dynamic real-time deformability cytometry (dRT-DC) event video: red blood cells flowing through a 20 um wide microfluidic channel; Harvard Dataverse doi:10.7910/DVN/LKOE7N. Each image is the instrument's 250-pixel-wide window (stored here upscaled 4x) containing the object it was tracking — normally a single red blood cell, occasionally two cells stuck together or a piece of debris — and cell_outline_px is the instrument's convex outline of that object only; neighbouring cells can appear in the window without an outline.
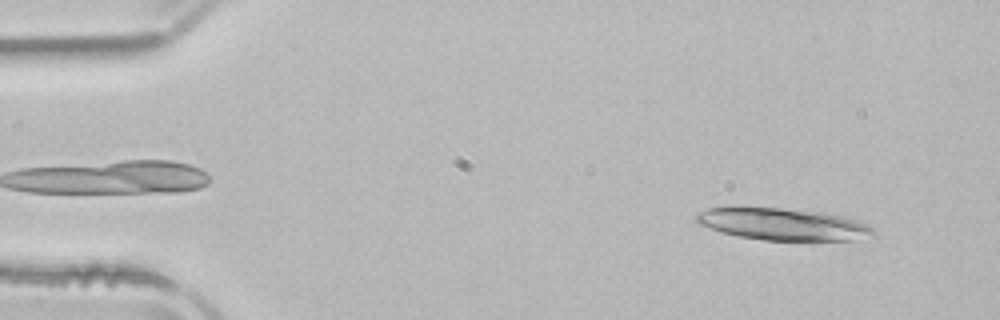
{"species": "common noctule bat (a hibernating species)", "species_latin": "Nyctalus noctula", "temperature_condition": "room temperature", "stored_images_in_passage": 49, "segment_of_instrument_passage": [1, 2], "camera_frame_rate_fps": 3000, "um_per_image_px": 0.085, "animal": {"sex": "male", "body_mass_g": 21.5, "forearm_length_mm": 52.0}, "frame": {"image": 1, "passage_image": 4, "time_ms": 1.0, "image_size_px": [1000, 320], "cell_outline_px": [[876, 236], [852, 240], [764, 240], [740, 236], [724, 232], [700, 224], [696, 220], [696, 212], [708, 208], [780, 208], [820, 212], [840, 216], [864, 224], [872, 228], [876, 232]], "centroid_in_image_um": [66.57, 19.07], "position_along_channel_um": 18.4, "area_um2": 32.25}}